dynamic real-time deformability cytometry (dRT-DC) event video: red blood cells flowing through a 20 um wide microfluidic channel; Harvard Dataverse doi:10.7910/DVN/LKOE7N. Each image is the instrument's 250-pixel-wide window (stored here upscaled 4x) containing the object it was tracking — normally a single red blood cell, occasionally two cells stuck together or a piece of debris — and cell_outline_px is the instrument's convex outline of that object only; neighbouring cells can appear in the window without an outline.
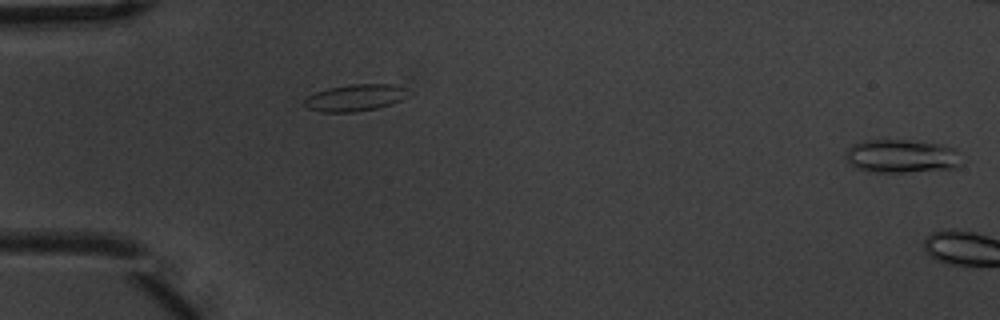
{"species": "common noctule bat (a hibernating species)", "species_latin": "Nyctalus noctula", "temperature_condition": "warm", "stored_images_in_passage": 2, "segment_of_instrument_passage": [2, 2], "camera_frame_rate_fps": 3000, "um_per_image_px": 0.085, "animal": {"sex": "male", "body_mass_g": 20.1, "forearm_length_mm": 53.5}, "frame": {"image": 1, "passage_image": 2, "time_ms": 0.333, "image_size_px": [1000, 320], "cell_outline_px": [[960, 164], [956, 168], [904, 172], [868, 172], [856, 168], [848, 160], [844, 152], [852, 144], [864, 140], [908, 140], [944, 144], [956, 148], [960, 152]], "centroid_in_image_um": [76.65, 13.26], "position_along_channel_um": 8.3, "area_um2": 22.83}}